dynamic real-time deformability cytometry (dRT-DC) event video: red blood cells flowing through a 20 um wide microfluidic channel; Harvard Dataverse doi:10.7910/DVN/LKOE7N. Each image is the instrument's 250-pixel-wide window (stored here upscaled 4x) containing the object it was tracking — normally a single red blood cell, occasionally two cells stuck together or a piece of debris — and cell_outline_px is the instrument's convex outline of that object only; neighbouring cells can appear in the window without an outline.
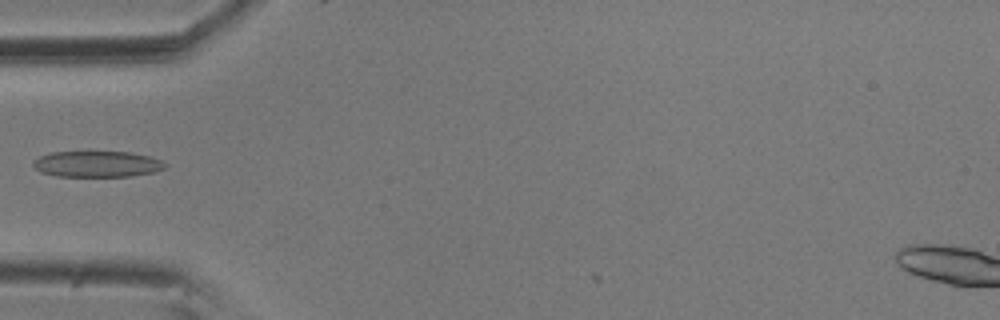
{"species": "common noctule bat (a hibernating species)", "species_latin": "Nyctalus noctula", "temperature_condition": "room temperature", "stored_images_in_passage": 6, "camera_frame_rate_fps": 3000, "um_per_image_px": 0.085, "animal": {"sex": "male", "body_mass_g": 20.5, "forearm_length_mm": 52.5}, "frame": {"image": 1, "passage_image": 6, "time_ms": 1.667, "image_size_px": [1000, 320], "cell_outline_px": [[168, 164], [164, 168], [152, 172], [132, 176], [56, 176], [40, 172], [32, 164], [40, 156], [52, 152], [128, 152], [148, 156], [160, 160]], "centroid_in_image_um": [8.25, 13.95], "position_along_channel_um": 76.7, "area_um2": 19.77}}